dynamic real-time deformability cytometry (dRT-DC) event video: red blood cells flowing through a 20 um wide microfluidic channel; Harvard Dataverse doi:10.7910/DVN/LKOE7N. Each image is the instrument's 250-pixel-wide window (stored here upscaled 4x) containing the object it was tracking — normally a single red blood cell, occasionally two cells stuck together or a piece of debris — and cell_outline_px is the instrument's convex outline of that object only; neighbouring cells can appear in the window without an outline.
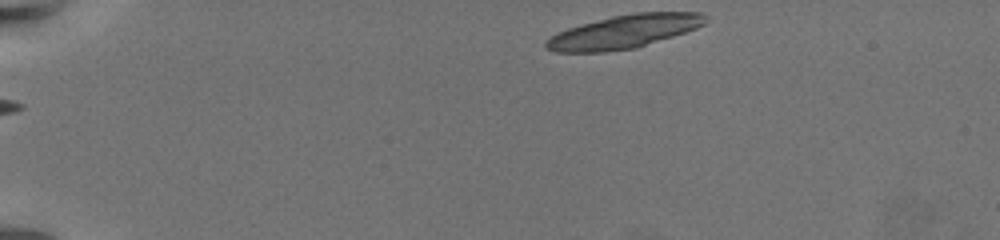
{"species": "common noctule bat (a hibernating species)", "species_latin": "Nyctalus noctula", "temperature_condition": "warm", "stored_images_in_passage": 15, "camera_frame_rate_fps": 3000, "um_per_image_px": 0.085, "animal": {"sex": "female", "body_mass_g": 19.5, "forearm_length_mm": 54.1}, "frame": {"image": 1, "passage_image": 1, "time_ms": 0.0, "image_size_px": [1000, 240], "cell_outline_px": [[708, 20], [704, 24], [696, 28], [636, 48], [604, 52], [556, 52], [544, 48], [544, 40], [568, 28], [612, 16], [636, 12], [700, 12], [708, 16]], "centroid_in_image_um": [53.04, 2.69], "position_along_channel_um": 32.0, "area_um2": 30.87}}